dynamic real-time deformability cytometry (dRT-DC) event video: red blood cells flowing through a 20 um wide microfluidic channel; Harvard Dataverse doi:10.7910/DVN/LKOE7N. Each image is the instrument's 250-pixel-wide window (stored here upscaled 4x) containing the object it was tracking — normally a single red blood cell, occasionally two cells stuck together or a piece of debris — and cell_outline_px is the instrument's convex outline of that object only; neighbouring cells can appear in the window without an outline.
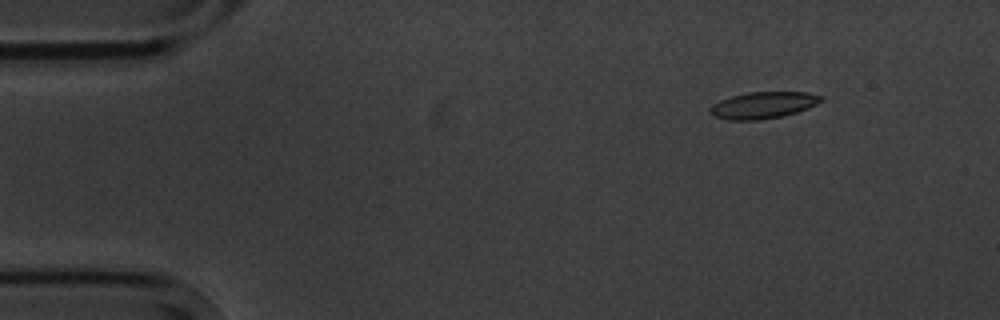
{"species": "common noctule bat (a hibernating species)", "species_latin": "Nyctalus noctula", "temperature_condition": "cold", "stored_images_in_passage": 4, "camera_frame_rate_fps": 3000, "um_per_image_px": 0.085, "animal": {"sex": "male", "body_mass_g": 20.1, "forearm_length_mm": 53.5}, "frame": {"image": 1, "passage_image": 2, "time_ms": 1.0, "image_size_px": [1000, 320], "cell_outline_px": [[824, 100], [808, 108], [784, 116], [756, 120], [728, 120], [712, 116], [708, 112], [708, 108], [712, 104], [720, 100], [732, 96], [748, 92], [808, 92], [824, 96]], "centroid_in_image_um": [64.85, 8.94], "position_along_channel_um": 20.1, "area_um2": 17.46}}
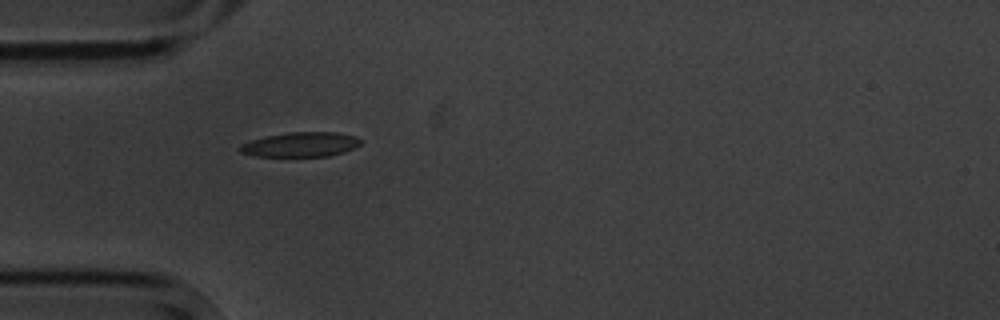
{"frame": {"image": 2, "passage_image": 4, "time_ms": 4.333, "image_size_px": [1000, 320], "cell_outline_px": [[364, 140], [360, 144], [344, 152], [328, 156], [256, 156], [240, 152], [236, 148], [240, 144], [252, 140], [268, 136], [288, 132], [336, 132], [356, 136]], "centroid_in_image_um": [25.56, 12.28], "position_along_channel_um": 59.4, "area_um2": 17.34}}